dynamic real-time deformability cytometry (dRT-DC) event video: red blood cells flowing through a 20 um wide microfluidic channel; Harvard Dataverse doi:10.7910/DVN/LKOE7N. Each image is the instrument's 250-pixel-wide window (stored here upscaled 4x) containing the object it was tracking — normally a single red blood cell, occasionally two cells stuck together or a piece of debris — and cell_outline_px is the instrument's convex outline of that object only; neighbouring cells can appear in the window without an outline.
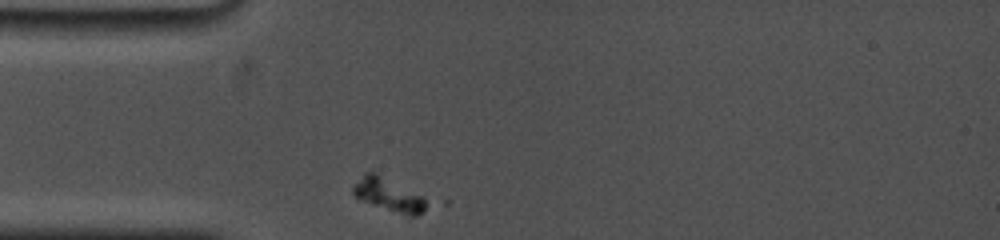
{"species": "common noctule bat (a hibernating species)", "species_latin": "Nyctalus noctula", "temperature_condition": "cold", "stored_images_in_passage": 28, "camera_frame_rate_fps": 5000, "um_per_image_px": 0.085, "animal": {"sex": "female", "body_mass_g": 19.0, "forearm_length_mm": 53.3}, "frame": {"image": 1, "passage_image": 1, "time_ms": 0.0, "image_size_px": [1000, 240], "cell_outline_px": [[432, 204], [424, 212], [416, 216], [408, 216], [360, 200], [352, 196], [352, 188], [364, 172], [376, 172], [432, 200]], "centroid_in_image_um": [33.12, 16.57], "position_along_channel_um": 51.9, "area_um2": 14.68}}
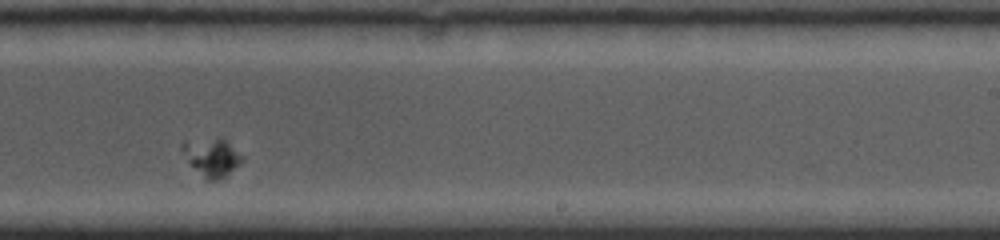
{"frame": {"image": 2, "passage_image": 18, "time_ms": 6.6, "image_size_px": [1000, 240], "cell_outline_px": [[244, 160], [240, 164], [224, 176], [216, 180], [208, 180], [188, 160], [180, 148], [180, 144], [184, 140], [220, 136], [244, 156]], "centroid_in_image_um": [18.01, 13.28], "position_along_channel_um": 271.0, "area_um2": 13.18}}
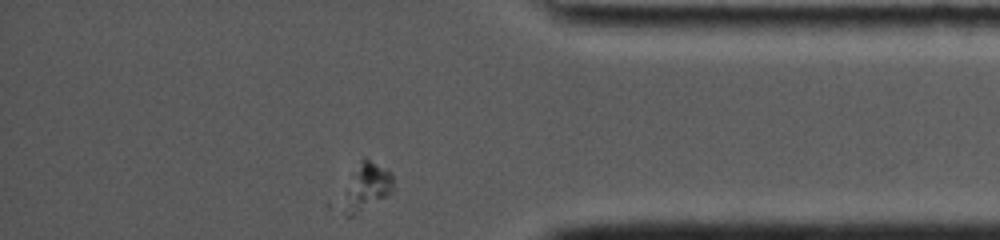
{"frame": {"image": 3, "passage_image": 28, "time_ms": 10.6, "image_size_px": [1000, 240], "cell_outline_px": [[392, 188], [384, 196], [352, 216], [348, 216], [344, 212], [348, 192], [360, 160], [364, 156], [392, 172]], "centroid_in_image_um": [31.24, 15.82], "position_along_channel_um": 404.0, "area_um2": 12.31}}